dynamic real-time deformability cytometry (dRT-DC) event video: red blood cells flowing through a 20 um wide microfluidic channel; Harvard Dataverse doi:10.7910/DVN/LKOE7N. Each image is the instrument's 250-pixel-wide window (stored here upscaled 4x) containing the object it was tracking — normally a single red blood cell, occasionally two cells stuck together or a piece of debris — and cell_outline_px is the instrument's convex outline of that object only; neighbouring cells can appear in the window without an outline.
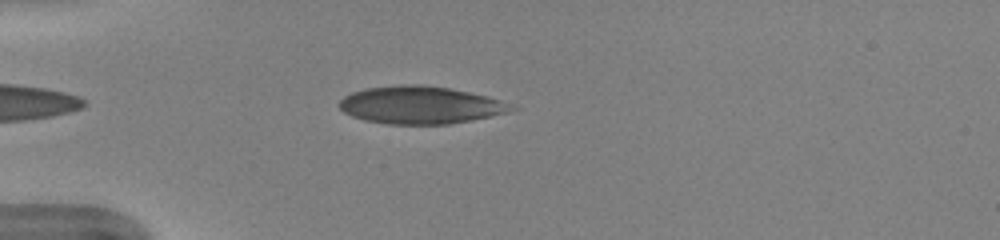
{"species": "human", "species_latin": "Homo sapiens", "temperature_condition": "warm", "stored_images_in_passage": 41, "camera_frame_rate_fps": 3000, "um_per_image_px": 0.085, "donor": {"sex": "female"}, "frame": {"image": 1, "passage_image": 5, "time_ms": 1.333, "image_size_px": [1000, 240], "cell_outline_px": [[520, 108], [508, 112], [472, 120], [448, 124], [388, 124], [364, 120], [352, 116], [344, 112], [340, 108], [340, 100], [344, 96], [352, 92], [364, 88], [400, 84], [416, 84], [448, 88], [488, 96]], "centroid_in_image_um": [35.71, 8.93], "position_along_channel_um": 49.3, "area_um2": 37.57}}
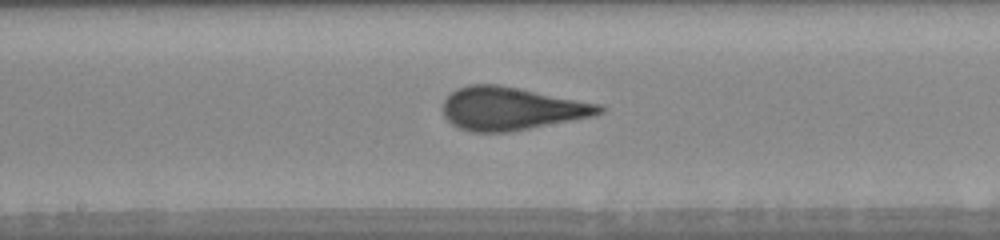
{"frame": {"image": 2, "passage_image": 18, "time_ms": 5.667, "image_size_px": [1000, 240], "cell_outline_px": [[608, 108], [604, 112], [592, 116], [572, 120], [508, 132], [472, 132], [460, 128], [452, 124], [444, 116], [444, 100], [456, 88], [468, 84], [496, 84], [600, 104]], "centroid_in_image_um": [43.46, 9.23], "position_along_channel_um": 204.7, "area_um2": 38.84}}
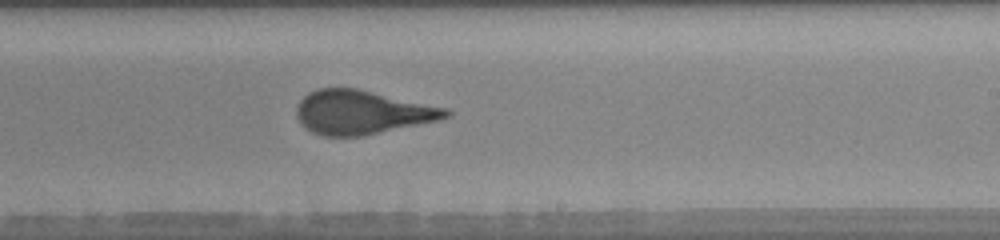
{"frame": {"image": 3, "passage_image": 22, "time_ms": 7.0, "image_size_px": [1000, 240], "cell_outline_px": [[452, 116], [440, 120], [364, 136], [324, 136], [312, 132], [296, 116], [296, 108], [300, 100], [308, 92], [316, 88], [356, 88], [448, 108], [452, 112]], "centroid_in_image_um": [30.81, 9.54], "position_along_channel_um": 258.2, "area_um2": 38.26}, "authors_computed_cell_mechanics": {"area_um2": 38.0324, "velocity_mm_per_s": 4.0314, "shape_relaxation_time_tau1_ms": 4.1727, "shape_relaxation_time_tau2_ms": null, "deformation_change_tau1": 0.1792, "deformation_change_tau2": null}}